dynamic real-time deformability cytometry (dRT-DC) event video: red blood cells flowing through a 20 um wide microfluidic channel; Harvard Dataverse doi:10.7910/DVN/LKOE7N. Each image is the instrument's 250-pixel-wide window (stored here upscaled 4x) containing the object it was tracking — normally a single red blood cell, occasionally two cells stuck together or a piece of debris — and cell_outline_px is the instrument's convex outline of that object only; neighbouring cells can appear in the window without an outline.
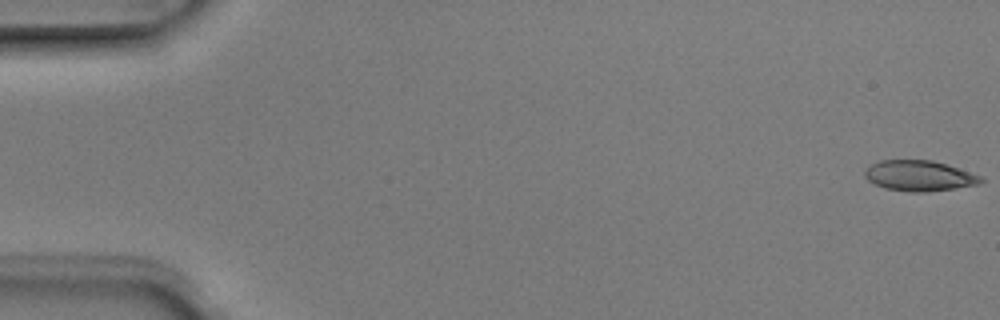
{"species": "Egyptian fruit bat (a non-hibernating species)", "species_latin": "Rousettus aegyptiacus", "temperature_condition": "room temperature", "stored_images_in_passage": 5, "camera_frame_rate_fps": 3000, "um_per_image_px": 0.085, "animal": {"sex": "male"}, "frame": {"image": 1, "passage_image": 1, "time_ms": 0.0, "image_size_px": [1000, 320], "cell_outline_px": [[984, 180], [980, 184], [924, 192], [912, 192], [884, 188], [868, 180], [864, 176], [864, 172], [872, 164], [880, 160], [932, 160], [980, 176]], "centroid_in_image_um": [78.1, 14.94], "position_along_channel_um": 6.9, "area_um2": 20.23}}
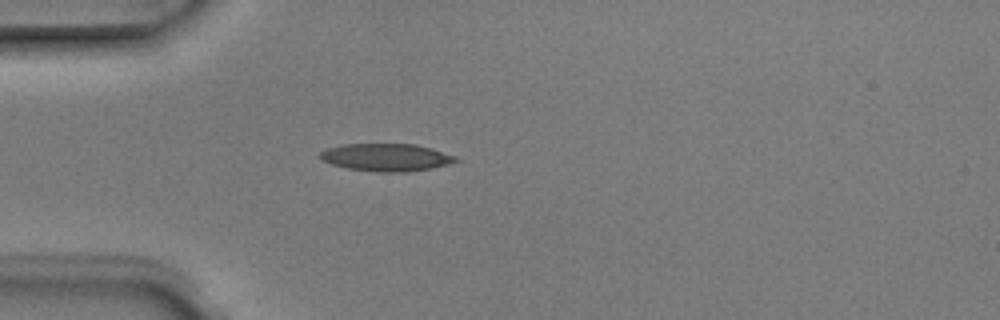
{"frame": {"image": 2, "passage_image": 5, "time_ms": 1.333, "image_size_px": [1000, 320], "cell_outline_px": [[460, 160], [448, 164], [432, 168], [404, 172], [376, 172], [348, 168], [332, 164], [320, 160], [320, 152], [328, 148], [340, 144], [416, 144], [456, 156]], "centroid_in_image_um": [32.81, 13.37], "position_along_channel_um": 52.2, "area_um2": 21.73}}